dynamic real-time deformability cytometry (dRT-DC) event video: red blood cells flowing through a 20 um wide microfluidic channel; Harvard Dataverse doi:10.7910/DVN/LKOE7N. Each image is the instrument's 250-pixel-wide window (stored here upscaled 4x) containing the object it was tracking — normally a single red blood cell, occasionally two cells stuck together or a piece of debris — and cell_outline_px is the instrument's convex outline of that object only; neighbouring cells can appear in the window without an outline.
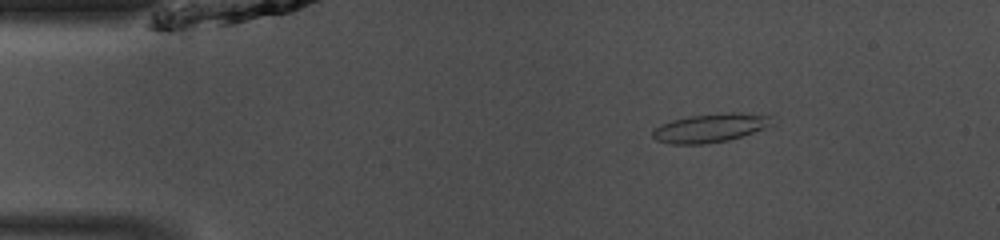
{"species": "common noctule bat (a hibernating species)", "species_latin": "Nyctalus noctula", "temperature_condition": "room temperature", "stored_images_in_passage": 47, "camera_frame_rate_fps": 3000, "um_per_image_px": 0.085, "animal": {"sex": "male", "body_mass_g": 13.0, "forearm_length_mm": 53.1}, "frame": {"image": 1, "passage_image": 7, "time_ms": 2.0, "image_size_px": [1000, 240], "cell_outline_px": [[776, 124], [728, 140], [704, 144], [672, 144], [656, 140], [652, 136], [652, 132], [660, 124], [672, 120], [688, 116], [724, 112], [744, 112], [772, 116]], "centroid_in_image_um": [60.41, 10.85], "position_along_channel_um": 24.6, "area_um2": 20.11}}
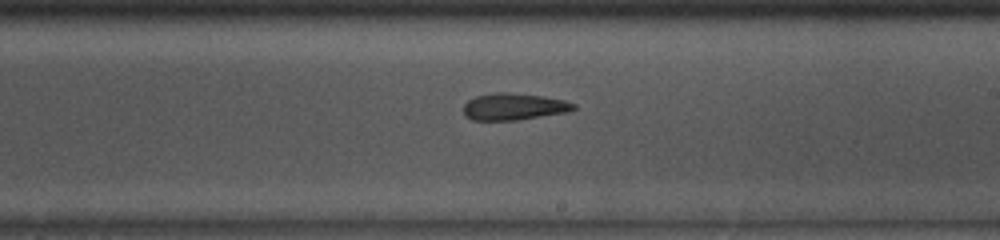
{"frame": {"image": 2, "passage_image": 27, "time_ms": 8.667, "image_size_px": [1000, 240], "cell_outline_px": [[576, 108], [568, 112], [516, 120], [472, 120], [464, 116], [464, 104], [468, 100], [476, 96], [496, 92], [508, 92], [544, 96], [564, 100], [576, 104]], "centroid_in_image_um": [43.67, 9.06], "position_along_channel_um": 245.3, "area_um2": 17.28}}
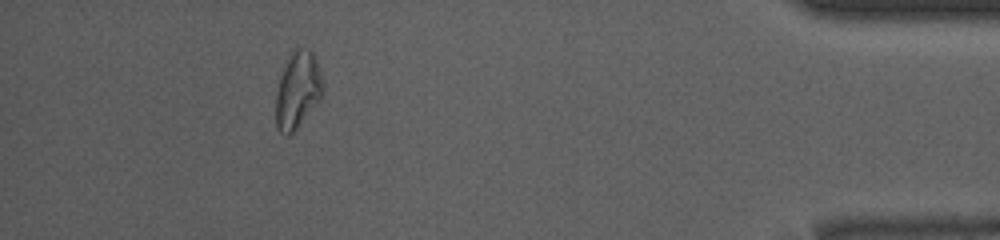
{"frame": {"image": 3, "passage_image": 43, "time_ms": 14.0, "image_size_px": [1000, 240], "cell_outline_px": [[324, 92], [320, 100], [296, 128], [288, 136], [280, 132], [276, 128], [276, 92], [280, 76], [292, 48], [308, 48], [316, 56], [324, 84]], "centroid_in_image_um": [25.32, 7.62], "position_along_channel_um": 409.9, "area_um2": 21.27}}